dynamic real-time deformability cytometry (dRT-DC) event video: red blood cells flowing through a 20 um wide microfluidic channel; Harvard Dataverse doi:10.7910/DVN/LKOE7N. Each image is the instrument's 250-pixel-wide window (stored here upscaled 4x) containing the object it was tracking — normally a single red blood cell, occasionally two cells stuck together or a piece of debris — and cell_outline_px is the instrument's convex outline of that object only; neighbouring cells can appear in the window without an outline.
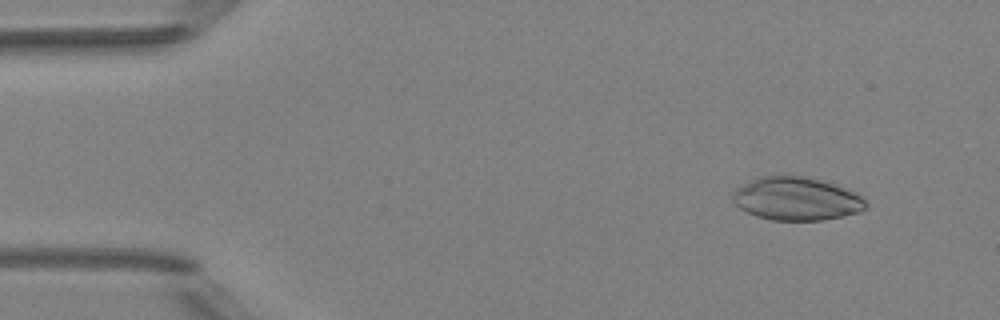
{"species": "Egyptian fruit bat (a non-hibernating species)", "species_latin": "Rousettus aegyptiacus", "temperature_condition": "room temperature", "stored_images_in_passage": 5, "camera_frame_rate_fps": 3000, "um_per_image_px": 0.085, "animal": {"sex": "female"}, "frame": {"image": 1, "passage_image": 2, "time_ms": 1.0, "image_size_px": [1000, 320], "cell_outline_px": [[868, 208], [860, 212], [824, 220], [772, 220], [756, 216], [740, 208], [732, 200], [732, 192], [736, 188], [744, 184], [764, 176], [804, 176], [820, 180], [844, 188], [864, 196], [868, 204]], "centroid_in_image_um": [67.74, 16.91], "position_along_channel_um": 17.3, "area_um2": 33.35}}